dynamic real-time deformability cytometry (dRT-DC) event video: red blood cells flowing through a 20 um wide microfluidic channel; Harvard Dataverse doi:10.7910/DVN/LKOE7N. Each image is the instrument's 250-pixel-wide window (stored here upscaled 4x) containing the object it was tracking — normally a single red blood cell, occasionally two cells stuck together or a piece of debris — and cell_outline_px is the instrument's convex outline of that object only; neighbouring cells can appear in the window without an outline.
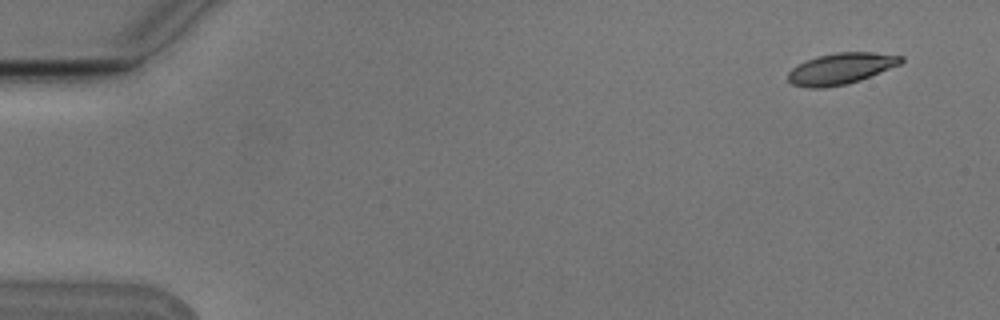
{"species": "Egyptian fruit bat (a non-hibernating species)", "species_latin": "Rousettus aegyptiacus", "temperature_condition": "cold", "stored_images_in_passage": 8, "camera_frame_rate_fps": 3000, "um_per_image_px": 0.085, "animal": {"sex": "male"}, "frame": {"image": 1, "passage_image": 1, "time_ms": 0.0, "image_size_px": [1000, 320], "cell_outline_px": [[904, 60], [900, 64], [860, 80], [848, 84], [824, 88], [808, 88], [792, 84], [788, 80], [788, 72], [792, 68], [808, 60], [820, 56], [836, 52], [872, 52], [904, 56]], "centroid_in_image_um": [71.48, 5.84], "position_along_channel_um": 13.5, "area_um2": 20.4}}
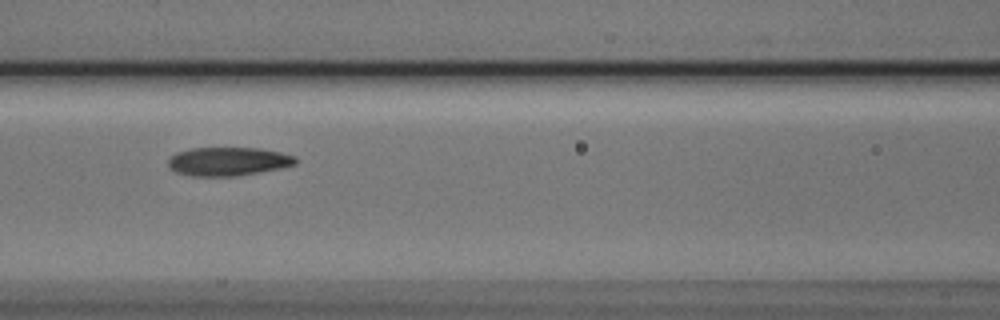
{"frame": {"image": 2, "passage_image": 7, "time_ms": 2.0, "image_size_px": [1000, 320], "cell_outline_px": [[296, 164], [280, 168], [260, 172], [236, 176], [192, 176], [176, 172], [168, 164], [168, 160], [176, 152], [192, 148], [260, 148], [280, 152], [296, 156]], "centroid_in_image_um": [19.41, 13.72], "position_along_channel_um": 147.2, "area_um2": 21.15}}
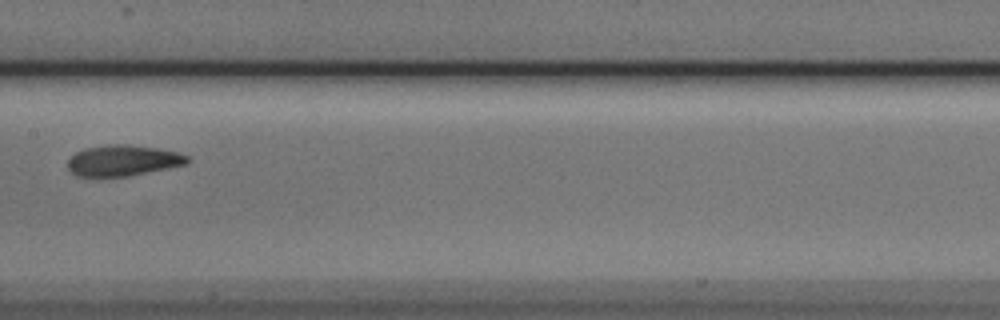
{"frame": {"image": 3, "passage_image": 8, "time_ms": 2.333, "image_size_px": [1000, 320], "cell_outline_px": [[188, 160], [184, 164], [128, 176], [76, 176], [68, 168], [68, 160], [76, 152], [84, 148], [108, 144], [124, 144], [156, 148], [176, 152], [188, 156]], "centroid_in_image_um": [10.39, 13.63], "position_along_channel_um": 197.0, "area_um2": 21.1}}